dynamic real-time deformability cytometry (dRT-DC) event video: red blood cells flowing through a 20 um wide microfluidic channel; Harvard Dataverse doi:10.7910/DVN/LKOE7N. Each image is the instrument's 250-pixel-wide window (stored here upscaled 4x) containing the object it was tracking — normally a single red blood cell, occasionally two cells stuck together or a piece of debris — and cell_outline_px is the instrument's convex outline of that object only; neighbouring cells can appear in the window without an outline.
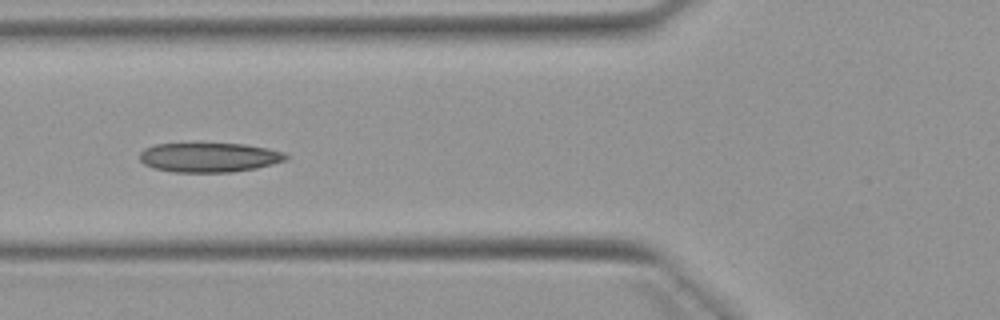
{"species": "Egyptian fruit bat (a non-hibernating species)", "species_latin": "Rousettus aegyptiacus", "temperature_condition": "warm", "stored_images_in_passage": 8, "camera_frame_rate_fps": 3000, "um_per_image_px": 0.085, "animal": {"sex": "female"}, "frame": {"image": 1, "passage_image": 6, "time_ms": 5.667, "image_size_px": [1000, 320], "cell_outline_px": [[288, 160], [256, 168], [232, 172], [172, 172], [156, 168], [144, 164], [140, 160], [140, 152], [144, 148], [156, 144], [244, 144], [268, 148], [284, 152], [288, 156]], "centroid_in_image_um": [17.8, 13.38], "position_along_channel_um": 108.0, "area_um2": 25.03}}
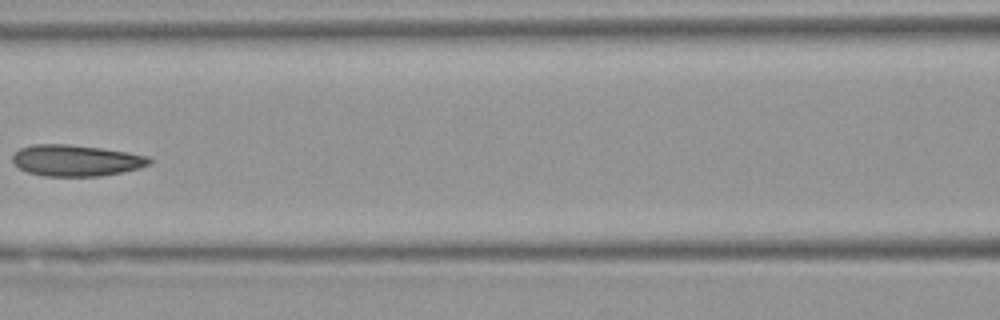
{"frame": {"image": 2, "passage_image": 7, "time_ms": 7.0, "image_size_px": [1000, 320], "cell_outline_px": [[152, 164], [140, 168], [100, 176], [44, 176], [28, 172], [20, 168], [12, 160], [12, 156], [20, 148], [32, 144], [68, 144], [100, 148], [128, 152], [148, 156], [152, 160]], "centroid_in_image_um": [6.48, 13.63], "position_along_channel_um": 160.1, "area_um2": 24.91}}
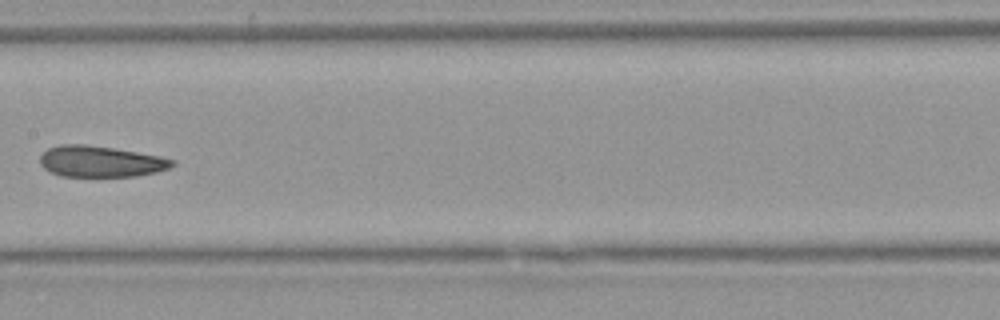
{"frame": {"image": 3, "passage_image": 8, "time_ms": 8.0, "image_size_px": [1000, 320], "cell_outline_px": [[176, 164], [168, 168], [156, 172], [136, 176], [60, 176], [44, 168], [40, 164], [40, 156], [48, 148], [60, 144], [88, 144], [160, 156], [176, 160]], "centroid_in_image_um": [8.55, 13.72], "position_along_channel_um": 198.8, "area_um2": 23.93}}